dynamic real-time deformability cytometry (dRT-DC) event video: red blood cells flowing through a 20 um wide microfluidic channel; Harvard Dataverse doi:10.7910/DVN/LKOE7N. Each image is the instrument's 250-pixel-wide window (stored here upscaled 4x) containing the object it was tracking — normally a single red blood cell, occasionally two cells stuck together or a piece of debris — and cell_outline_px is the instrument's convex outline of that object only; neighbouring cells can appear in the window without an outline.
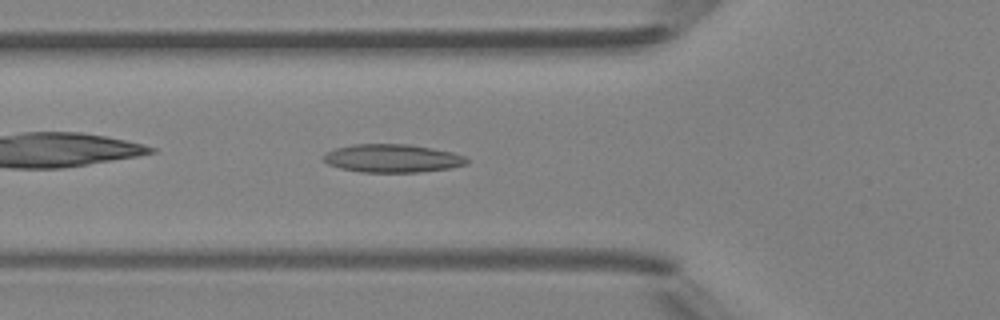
{"species": "Egyptian fruit bat (a non-hibernating species)", "species_latin": "Rousettus aegyptiacus", "temperature_condition": "room temperature", "stored_images_in_passage": 34, "camera_frame_rate_fps": 3000, "um_per_image_px": 0.085, "animal": {"sex": "female"}, "frame": {"image": 1, "passage_image": 4, "time_ms": 1.0, "image_size_px": [1000, 320], "cell_outline_px": [[468, 164], [448, 168], [420, 172], [360, 172], [340, 168], [328, 164], [324, 160], [324, 152], [336, 148], [352, 144], [412, 144], [452, 152], [464, 156], [468, 160]], "centroid_in_image_um": [33.34, 13.45], "position_along_channel_um": 92.5, "area_um2": 23.58}}
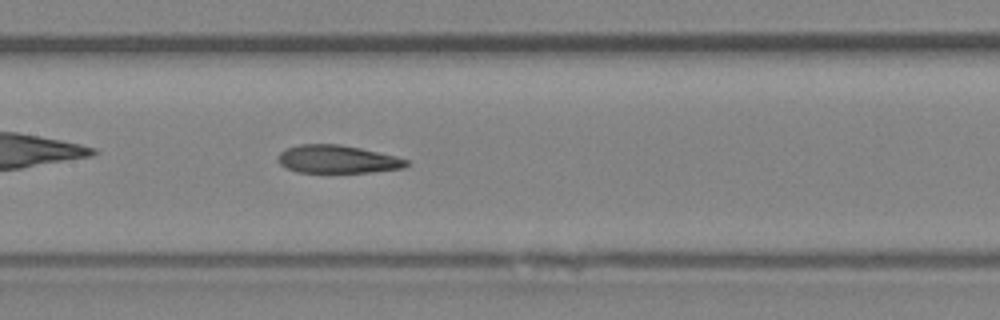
{"frame": {"image": 2, "passage_image": 10, "time_ms": 3.0, "image_size_px": [1000, 320], "cell_outline_px": [[408, 164], [404, 168], [372, 172], [296, 172], [284, 168], [280, 164], [276, 156], [280, 152], [288, 148], [300, 144], [340, 144], [360, 148], [396, 156], [408, 160]], "centroid_in_image_um": [28.65, 13.54], "position_along_channel_um": 178.7, "area_um2": 20.98}}
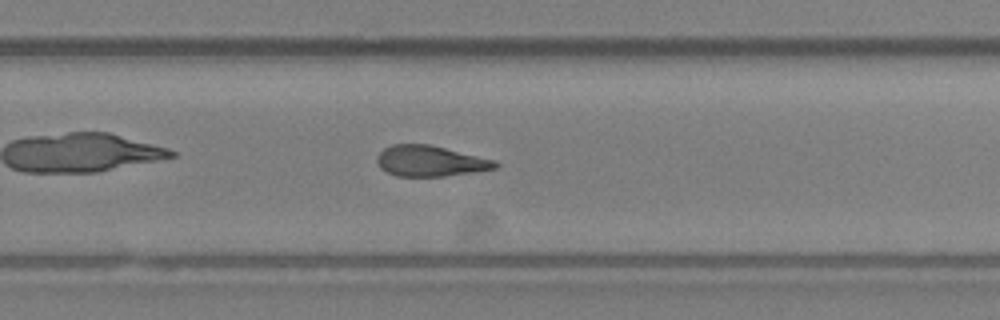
{"frame": {"image": 3, "passage_image": 18, "time_ms": 5.667, "image_size_px": [1000, 320], "cell_outline_px": [[500, 164], [496, 168], [476, 172], [444, 176], [396, 176], [380, 168], [376, 160], [380, 152], [384, 148], [392, 144], [428, 144], [496, 160]], "centroid_in_image_um": [36.58, 13.69], "position_along_channel_um": 293.2, "area_um2": 21.15}, "authors_computed_cell_mechanics": {"area_um2": 21.675, "velocity_mm_per_s": 4.3155, "shape_relaxation_time_tau1_ms": null, "shape_relaxation_time_tau2_ms": 2.6573, "deformation_change_tau1": null, "deformation_change_tau2": 0.1196}}